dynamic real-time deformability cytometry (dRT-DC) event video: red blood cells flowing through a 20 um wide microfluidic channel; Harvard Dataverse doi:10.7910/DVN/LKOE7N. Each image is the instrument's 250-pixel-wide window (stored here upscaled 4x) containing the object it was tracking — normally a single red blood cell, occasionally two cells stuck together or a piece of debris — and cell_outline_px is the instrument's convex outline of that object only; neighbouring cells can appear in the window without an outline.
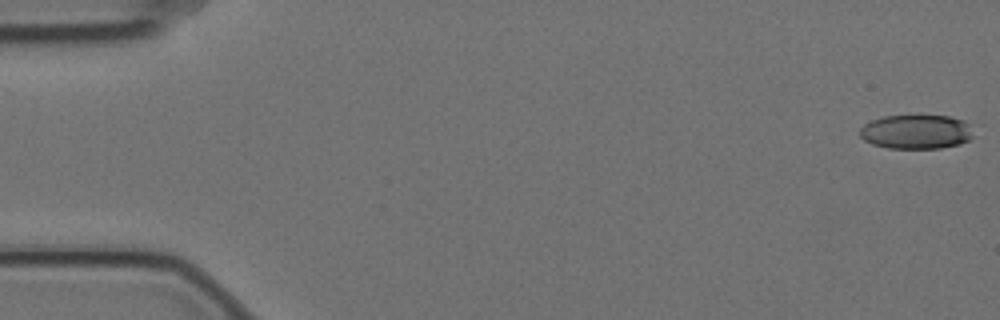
{"species": "Egyptian fruit bat (a non-hibernating species)", "species_latin": "Rousettus aegyptiacus", "temperature_condition": "cold", "stored_images_in_passage": 11, "camera_frame_rate_fps": 3000, "um_per_image_px": 0.085, "animal": {"sex": "female"}, "frame": {"image": 1, "passage_image": 1, "time_ms": 0.0, "image_size_px": [1000, 320], "cell_outline_px": [[980, 124], [976, 136], [960, 144], [940, 148], [888, 148], [872, 144], [864, 140], [860, 136], [860, 128], [864, 124], [872, 120], [884, 116], [948, 116]], "centroid_in_image_um": [78.04, 11.19], "position_along_channel_um": 7.0, "area_um2": 23.41}}
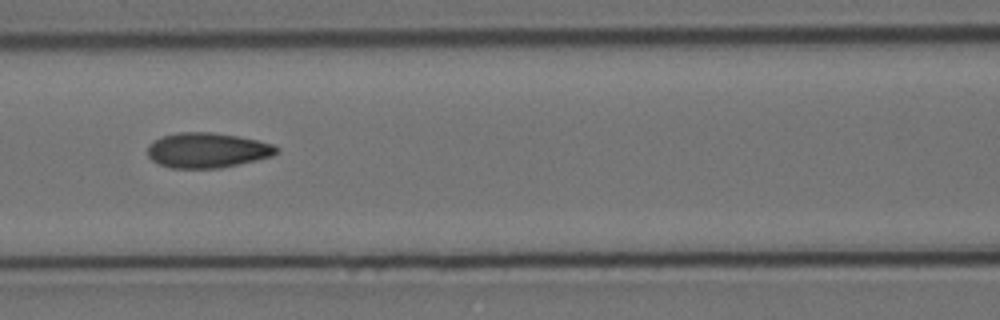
{"frame": {"image": 2, "passage_image": 7, "time_ms": 2.0, "image_size_px": [1000, 320], "cell_outline_px": [[280, 152], [272, 156], [256, 160], [220, 168], [172, 168], [160, 164], [152, 160], [148, 156], [148, 144], [164, 136], [176, 132], [212, 132], [236, 136], [256, 140], [272, 144], [280, 148]], "centroid_in_image_um": [17.63, 12.77], "position_along_channel_um": 149.0, "area_um2": 26.24}}
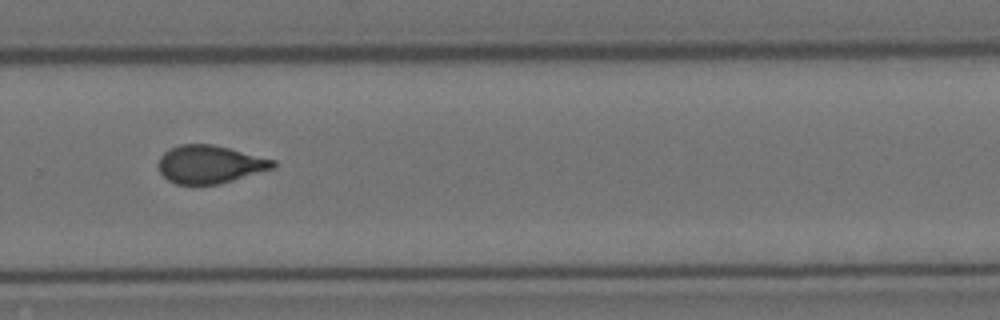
{"frame": {"image": 3, "passage_image": 11, "time_ms": 3.333, "image_size_px": [1000, 320], "cell_outline_px": [[276, 168], [220, 184], [176, 184], [168, 180], [160, 172], [156, 164], [160, 156], [164, 152], [180, 144], [212, 144], [276, 160]], "centroid_in_image_um": [17.84, 13.97], "position_along_channel_um": 312.0, "area_um2": 25.49}}